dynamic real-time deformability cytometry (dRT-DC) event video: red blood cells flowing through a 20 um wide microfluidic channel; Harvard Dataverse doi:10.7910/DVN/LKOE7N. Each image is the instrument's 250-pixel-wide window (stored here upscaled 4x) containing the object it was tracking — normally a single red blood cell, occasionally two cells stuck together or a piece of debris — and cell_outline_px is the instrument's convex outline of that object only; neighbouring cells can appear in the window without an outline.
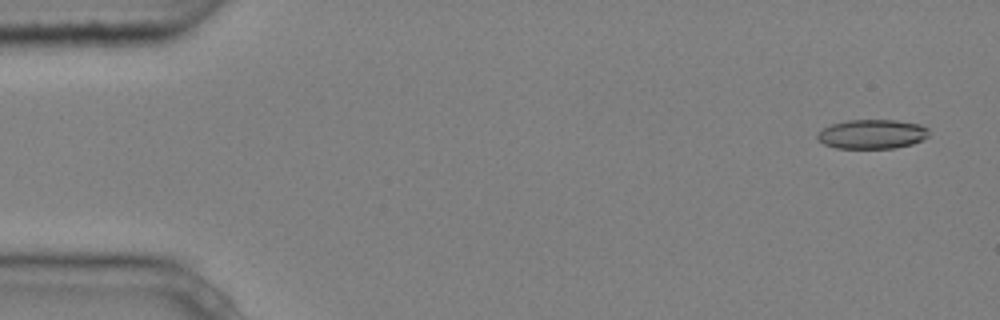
{"species": "common noctule bat (a hibernating species)", "species_latin": "Nyctalus noctula", "temperature_condition": "cold", "stored_images_in_passage": 8, "camera_frame_rate_fps": 3000, "um_per_image_px": 0.085, "animal": {"sex": "male", "body_mass_g": 20.4}, "frame": {"image": 1, "passage_image": 1, "time_ms": 0.0, "image_size_px": [1000, 320], "cell_outline_px": [[928, 136], [912, 144], [896, 148], [836, 148], [824, 144], [816, 136], [824, 128], [832, 124], [848, 120], [896, 120], [920, 124], [928, 128]], "centroid_in_image_um": [74.15, 11.4], "position_along_channel_um": 10.9, "area_um2": 18.9}}
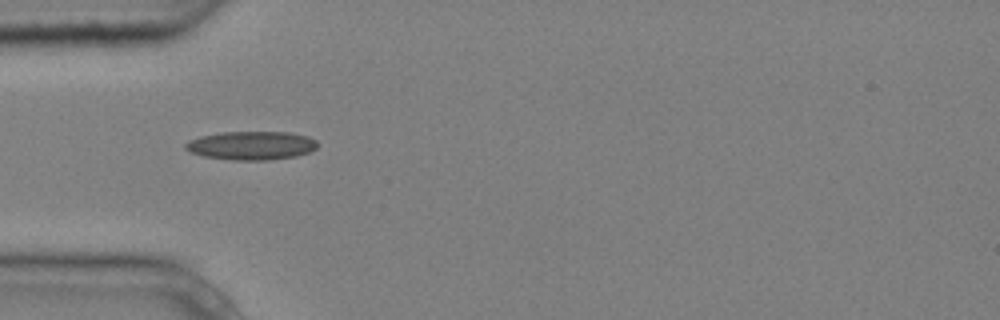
{"frame": {"image": 2, "passage_image": 5, "time_ms": 1.333, "image_size_px": [1000, 320], "cell_outline_px": [[316, 148], [308, 152], [296, 156], [268, 160], [232, 160], [204, 156], [192, 152], [184, 148], [184, 144], [188, 140], [200, 136], [220, 132], [288, 132], [308, 136], [316, 140]], "centroid_in_image_um": [21.34, 12.36], "position_along_channel_um": 63.7, "area_um2": 21.96}}
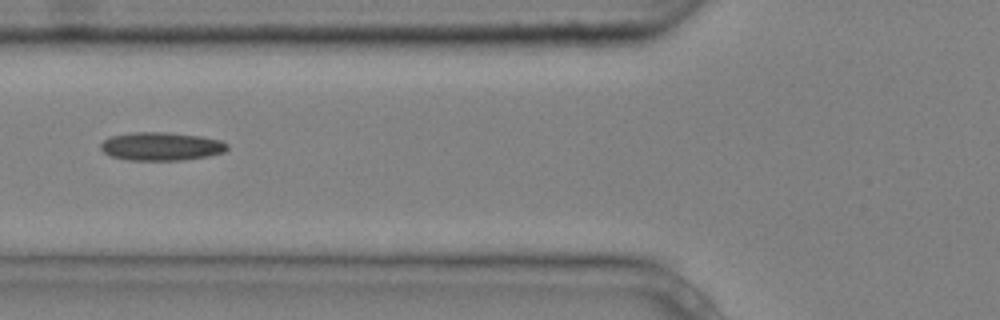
{"frame": {"image": 3, "passage_image": 6, "time_ms": 1.667, "image_size_px": [1000, 320], "cell_outline_px": [[228, 148], [224, 152], [208, 156], [184, 160], [128, 160], [112, 156], [104, 152], [100, 148], [100, 144], [108, 136], [132, 132], [164, 132], [200, 136], [220, 140], [228, 144]], "centroid_in_image_um": [13.69, 12.44], "position_along_channel_um": 112.1, "area_um2": 20.92}}